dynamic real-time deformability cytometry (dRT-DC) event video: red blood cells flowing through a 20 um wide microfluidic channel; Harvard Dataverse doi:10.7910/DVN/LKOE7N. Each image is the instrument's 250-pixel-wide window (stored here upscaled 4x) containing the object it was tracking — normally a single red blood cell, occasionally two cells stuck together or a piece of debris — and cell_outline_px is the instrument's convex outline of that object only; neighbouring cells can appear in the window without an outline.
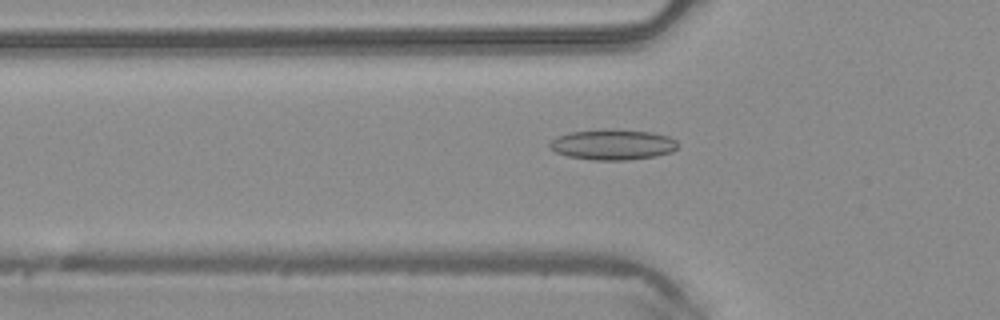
{"species": "common noctule bat (a hibernating species)", "species_latin": "Nyctalus noctula", "temperature_condition": "warm", "stored_images_in_passage": 33, "camera_frame_rate_fps": 3000, "um_per_image_px": 0.085, "animal": {"sex": "male", "body_mass_g": 20.4}, "frame": {"image": 1, "passage_image": 6, "time_ms": 1.667, "image_size_px": [1000, 320], "cell_outline_px": [[676, 148], [672, 152], [656, 156], [628, 160], [592, 160], [568, 156], [556, 152], [548, 144], [556, 136], [572, 132], [604, 128], [612, 128], [652, 132], [668, 136], [676, 140]], "centroid_in_image_um": [52.08, 12.28], "position_along_channel_um": 73.7, "area_um2": 22.95}}
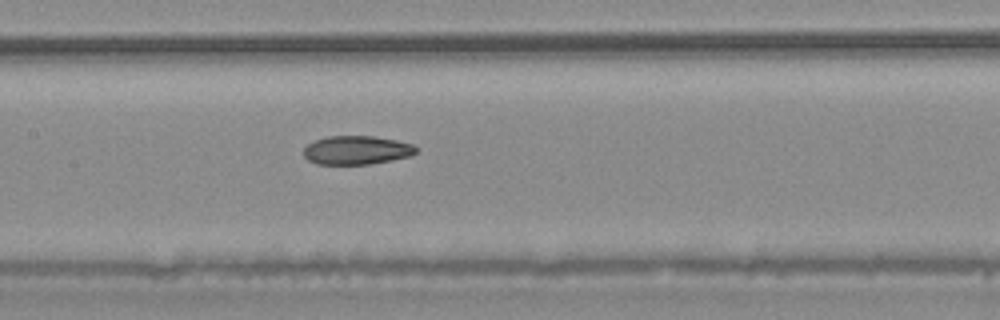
{"frame": {"image": 2, "passage_image": 13, "time_ms": 4.0, "image_size_px": [1000, 320], "cell_outline_px": [[416, 152], [412, 156], [392, 160], [368, 164], [316, 164], [308, 160], [304, 156], [304, 148], [308, 144], [316, 140], [328, 136], [372, 136], [396, 140], [412, 144], [416, 148]], "centroid_in_image_um": [30.31, 12.77], "position_along_channel_um": 177.1, "area_um2": 18.73}}
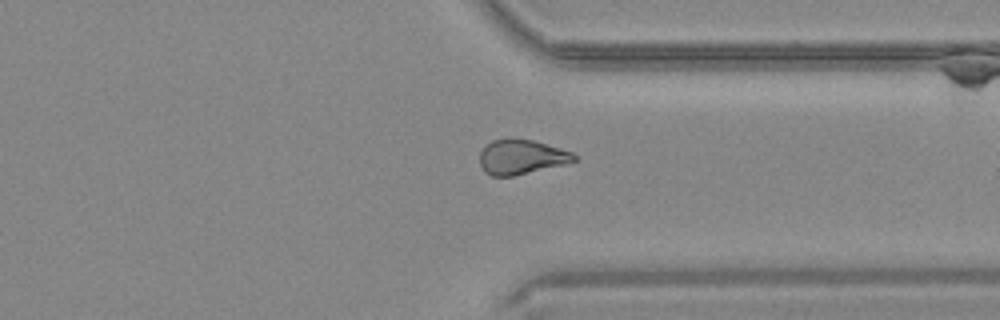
{"frame": {"image": 3, "passage_image": 26, "time_ms": 8.333, "image_size_px": [1000, 320], "cell_outline_px": [[576, 160], [564, 164], [512, 176], [492, 176], [484, 172], [480, 164], [480, 152], [492, 140], [508, 136], [532, 140], [560, 148], [572, 152], [576, 156]], "centroid_in_image_um": [44.28, 13.32], "position_along_channel_um": 367.1, "area_um2": 19.13}}